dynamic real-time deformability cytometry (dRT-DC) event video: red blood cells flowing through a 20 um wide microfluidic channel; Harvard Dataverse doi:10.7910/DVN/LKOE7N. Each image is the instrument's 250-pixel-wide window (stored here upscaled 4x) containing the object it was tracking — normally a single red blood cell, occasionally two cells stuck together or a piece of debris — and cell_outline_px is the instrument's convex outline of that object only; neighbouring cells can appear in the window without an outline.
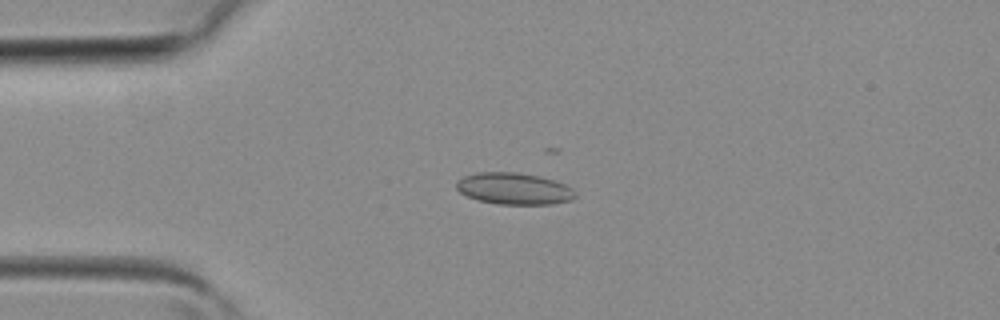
{"species": "common noctule bat (a hibernating species)", "species_latin": "Nyctalus noctula", "temperature_condition": "room temperature", "stored_images_in_passage": 3, "camera_frame_rate_fps": 3000, "um_per_image_px": 0.085, "animal": {"sex": "female", "body_mass_g": 19.3, "forearm_length_mm": 54.1}, "frame": {"image": 1, "passage_image": 2, "time_ms": 0.333, "image_size_px": [1000, 320], "cell_outline_px": [[576, 196], [572, 200], [552, 204], [496, 204], [476, 200], [460, 192], [456, 188], [456, 184], [464, 176], [476, 172], [516, 172], [540, 176], [564, 184], [572, 188]], "centroid_in_image_um": [43.68, 16.04], "position_along_channel_um": 41.3, "area_um2": 21.91}}